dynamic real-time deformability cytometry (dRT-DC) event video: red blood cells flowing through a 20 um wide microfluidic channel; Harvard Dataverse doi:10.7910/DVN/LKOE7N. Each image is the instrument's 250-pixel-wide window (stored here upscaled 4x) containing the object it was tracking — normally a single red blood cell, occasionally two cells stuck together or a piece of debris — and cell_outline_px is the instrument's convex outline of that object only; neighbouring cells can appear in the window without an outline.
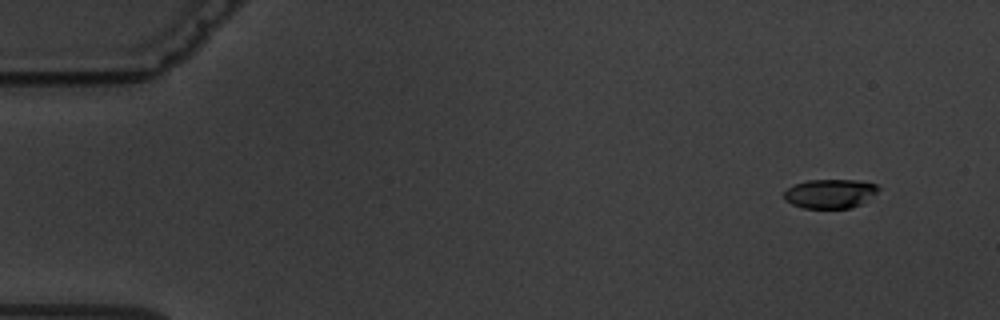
{"species": "common noctule bat (a hibernating species)", "species_latin": "Nyctalus noctula", "temperature_condition": "warm", "stored_images_in_passage": 6, "camera_frame_rate_fps": 3000, "um_per_image_px": 0.085, "animal": {"sex": "male", "body_mass_g": 19.5, "forearm_length_mm": 54.6}, "frame": {"image": 1, "passage_image": 1, "time_ms": 0.0, "image_size_px": [1000, 320], "cell_outline_px": [[880, 188], [876, 192], [860, 204], [848, 208], [804, 208], [792, 204], [784, 200], [784, 192], [788, 188], [796, 184], [808, 180], [856, 180], [876, 184]], "centroid_in_image_um": [70.53, 16.46], "position_along_channel_um": 14.5, "area_um2": 15.78}}
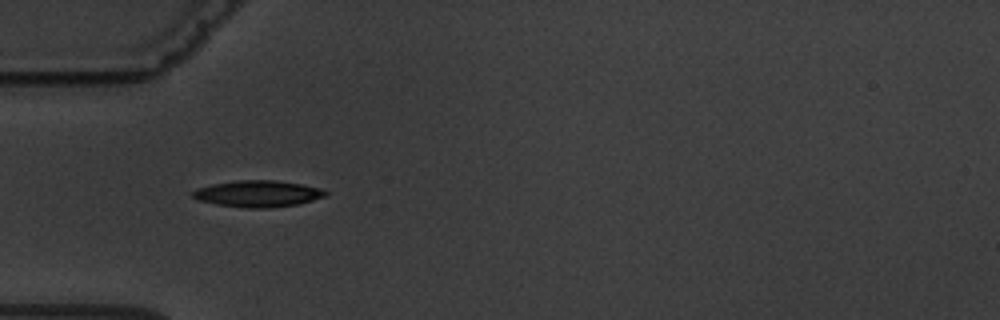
{"frame": {"image": 2, "passage_image": 5, "time_ms": 4.667, "image_size_px": [1000, 320], "cell_outline_px": [[328, 196], [296, 204], [268, 208], [248, 208], [216, 204], [200, 200], [192, 196], [192, 192], [196, 188], [212, 184], [236, 180], [276, 180], [300, 184], [320, 188], [328, 192]], "centroid_in_image_um": [21.92, 16.46], "position_along_channel_um": 63.1, "area_um2": 20.4}}
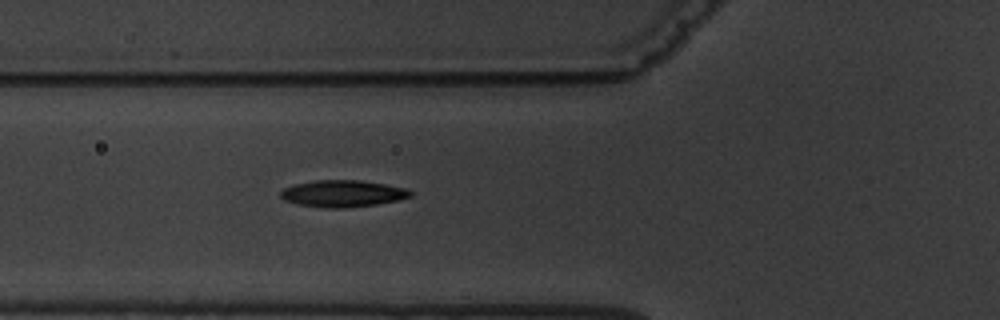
{"frame": {"image": 3, "passage_image": 6, "time_ms": 5.667, "image_size_px": [1000, 320], "cell_outline_px": [[412, 196], [400, 200], [376, 204], [344, 208], [328, 208], [300, 204], [284, 200], [280, 196], [280, 192], [284, 188], [292, 184], [312, 180], [360, 180], [384, 184], [404, 188], [412, 192]], "centroid_in_image_um": [29.11, 16.44], "position_along_channel_um": 96.7, "area_um2": 20.23}}